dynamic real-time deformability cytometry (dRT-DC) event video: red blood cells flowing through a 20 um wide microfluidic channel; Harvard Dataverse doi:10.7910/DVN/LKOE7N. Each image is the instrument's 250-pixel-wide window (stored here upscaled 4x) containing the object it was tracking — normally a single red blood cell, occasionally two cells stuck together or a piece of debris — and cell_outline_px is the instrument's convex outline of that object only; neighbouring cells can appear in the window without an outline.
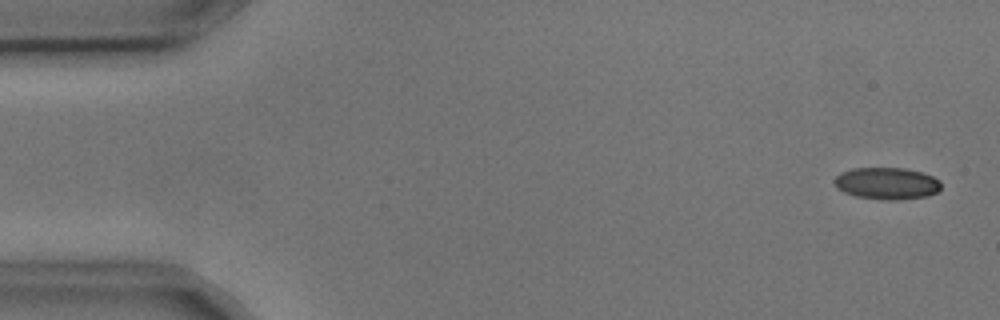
{"species": "common noctule bat (a hibernating species)", "species_latin": "Nyctalus noctula", "temperature_condition": "cold", "stored_images_in_passage": 7, "camera_frame_rate_fps": 3000, "um_per_image_px": 0.085, "animal": {"sex": "male", "body_mass_g": 17.9, "forearm_length_mm": 54.2}, "frame": {"image": 1, "passage_image": 1, "time_ms": 0.0, "image_size_px": [1000, 320], "cell_outline_px": [[940, 188], [936, 192], [928, 196], [900, 200], [884, 200], [856, 196], [844, 192], [836, 188], [832, 180], [840, 172], [852, 168], [904, 168], [924, 172], [940, 180]], "centroid_in_image_um": [75.36, 15.58], "position_along_channel_um": 9.6, "area_um2": 20.11}}
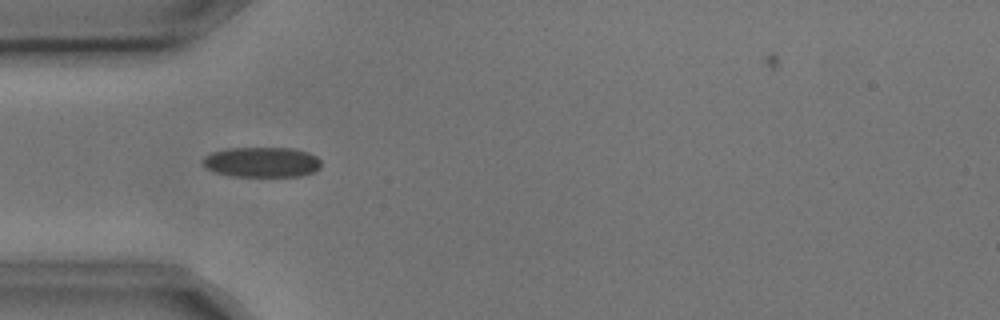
{"frame": {"image": 2, "passage_image": 5, "time_ms": 1.333, "image_size_px": [1000, 320], "cell_outline_px": [[320, 168], [316, 172], [300, 176], [232, 176], [216, 172], [204, 168], [200, 160], [204, 156], [212, 152], [228, 148], [292, 148], [308, 152], [316, 156], [320, 160]], "centroid_in_image_um": [22.24, 13.78], "position_along_channel_um": 62.8, "area_um2": 21.04}}
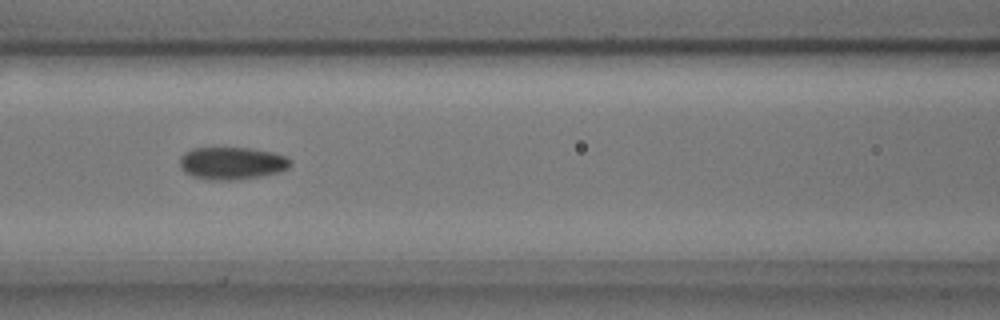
{"frame": {"image": 3, "passage_image": 7, "time_ms": 2.0, "image_size_px": [1000, 320], "cell_outline_px": [[292, 164], [288, 168], [280, 172], [260, 176], [232, 180], [208, 180], [192, 176], [184, 172], [180, 168], [180, 156], [184, 152], [192, 148], [248, 148], [272, 152], [284, 156], [292, 160]], "centroid_in_image_um": [19.69, 13.88], "position_along_channel_um": 146.9, "area_um2": 21.04}}